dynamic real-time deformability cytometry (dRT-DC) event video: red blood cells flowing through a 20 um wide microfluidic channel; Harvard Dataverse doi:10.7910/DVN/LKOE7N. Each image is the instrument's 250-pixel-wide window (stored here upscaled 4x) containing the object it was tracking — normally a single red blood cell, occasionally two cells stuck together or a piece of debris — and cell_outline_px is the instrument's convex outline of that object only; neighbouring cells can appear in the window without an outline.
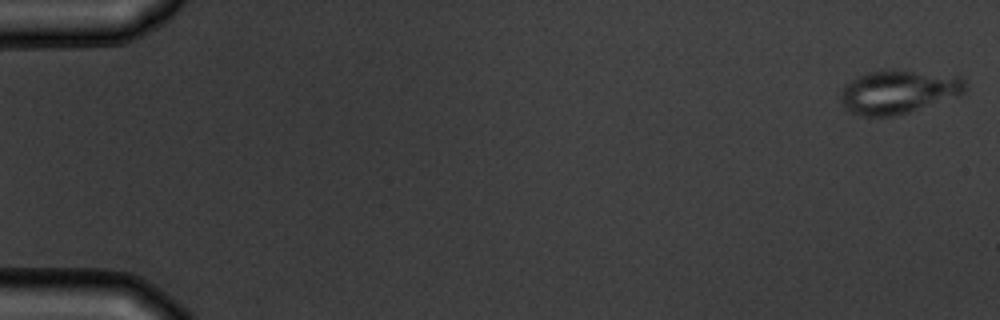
{"species": "common noctule bat (a hibernating species)", "species_latin": "Nyctalus noctula", "temperature_condition": "warm", "stored_images_in_passage": 7, "camera_frame_rate_fps": 3000, "um_per_image_px": 0.085, "animal": {"sex": "male", "body_mass_g": 19.5, "forearm_length_mm": 54.6}, "frame": {"image": 1, "passage_image": 1, "time_ms": 0.0, "image_size_px": [1000, 320], "cell_outline_px": [[968, 88], [964, 92], [956, 96], [908, 112], [892, 116], [860, 116], [848, 112], [844, 108], [840, 100], [840, 92], [844, 84], [868, 72], [892, 68], [960, 76], [964, 80]], "centroid_in_image_um": [76.32, 7.79], "position_along_channel_um": 8.7, "area_um2": 31.91}}